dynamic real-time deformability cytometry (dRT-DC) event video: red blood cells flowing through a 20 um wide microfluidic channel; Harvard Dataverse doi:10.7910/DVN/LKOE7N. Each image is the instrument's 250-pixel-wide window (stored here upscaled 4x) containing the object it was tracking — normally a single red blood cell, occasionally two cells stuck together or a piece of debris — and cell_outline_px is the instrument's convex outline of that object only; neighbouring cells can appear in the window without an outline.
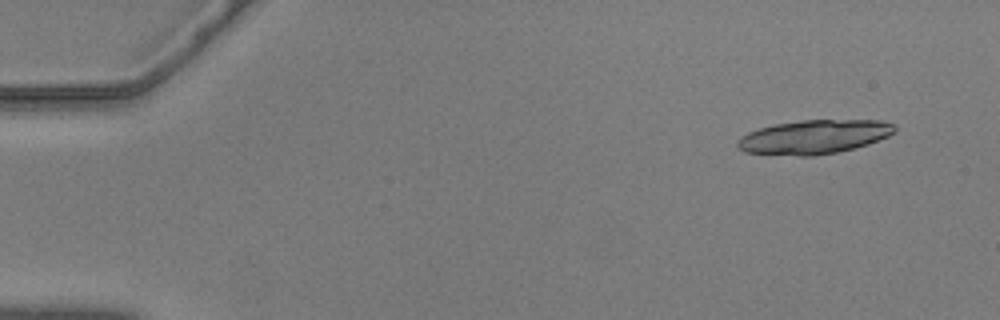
{"species": "common noctule bat (a hibernating species)", "species_latin": "Nyctalus noctula", "temperature_condition": "warm", "stored_images_in_passage": 16, "camera_frame_rate_fps": 3000, "um_per_image_px": 0.085, "animal": {"sex": "male", "body_mass_g": 20.5, "forearm_length_mm": 52.5}, "frame": {"image": 1, "passage_image": 1, "time_ms": 0.0, "image_size_px": [1000, 320], "cell_outline_px": [[896, 132], [888, 136], [868, 144], [856, 148], [836, 152], [812, 156], [800, 156], [744, 152], [736, 148], [736, 144], [740, 136], [748, 132], [760, 128], [776, 124], [800, 120], [880, 120], [896, 124]], "centroid_in_image_um": [69.2, 11.63], "position_along_channel_um": 15.8, "area_um2": 31.27}}